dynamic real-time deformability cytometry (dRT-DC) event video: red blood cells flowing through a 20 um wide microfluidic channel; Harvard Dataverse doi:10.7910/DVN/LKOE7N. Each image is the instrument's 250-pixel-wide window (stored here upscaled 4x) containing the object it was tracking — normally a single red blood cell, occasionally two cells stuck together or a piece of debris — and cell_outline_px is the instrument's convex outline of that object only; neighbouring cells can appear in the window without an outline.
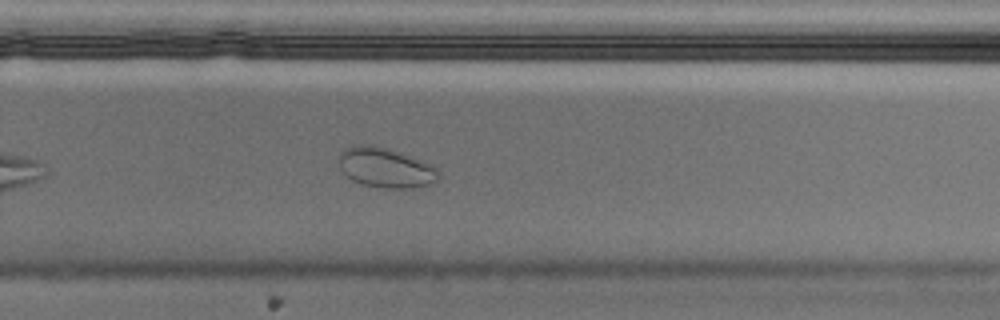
{"species": "Egyptian fruit bat (a non-hibernating species)", "species_latin": "Rousettus aegyptiacus", "temperature_condition": "cold", "stored_images_in_passage": 42, "camera_frame_rate_fps": 3000, "um_per_image_px": 0.085, "animal": {"sex": "male"}, "frame": {"image": 1, "passage_image": 24, "time_ms": 7.667, "image_size_px": [1000, 320], "cell_outline_px": [[436, 180], [428, 184], [412, 188], [384, 188], [364, 184], [352, 180], [344, 176], [340, 168], [340, 152], [344, 148], [352, 144], [372, 144], [388, 148], [400, 152], [420, 160], [436, 168]], "centroid_in_image_um": [32.68, 14.23], "position_along_channel_um": 297.1, "area_um2": 23.0}}